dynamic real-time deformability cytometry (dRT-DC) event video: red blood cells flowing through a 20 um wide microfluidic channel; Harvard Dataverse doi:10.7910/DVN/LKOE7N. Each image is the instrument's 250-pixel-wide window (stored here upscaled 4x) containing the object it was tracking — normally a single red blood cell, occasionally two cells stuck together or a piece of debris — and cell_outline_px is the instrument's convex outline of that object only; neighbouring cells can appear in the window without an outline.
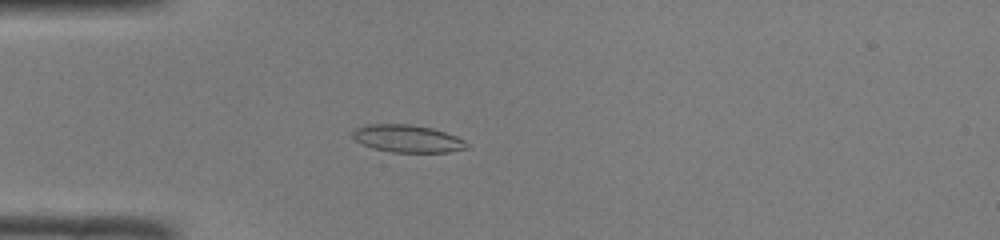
{"species": "common noctule bat (a hibernating species)", "species_latin": "Nyctalus noctula", "temperature_condition": "room temperature", "stored_images_in_passage": 45, "camera_frame_rate_fps": 3000, "um_per_image_px": 0.085, "animal": {"sex": "male", "body_mass_g": 19.0, "forearm_length_mm": 50.8}, "frame": {"image": 1, "passage_image": 9, "time_ms": 2.667, "image_size_px": [1000, 240], "cell_outline_px": [[472, 144], [468, 148], [448, 152], [392, 152], [372, 148], [356, 140], [352, 136], [352, 132], [356, 128], [368, 124], [408, 124], [432, 128], [456, 136]], "centroid_in_image_um": [34.67, 11.78], "position_along_channel_um": 50.3, "area_um2": 18.26}}
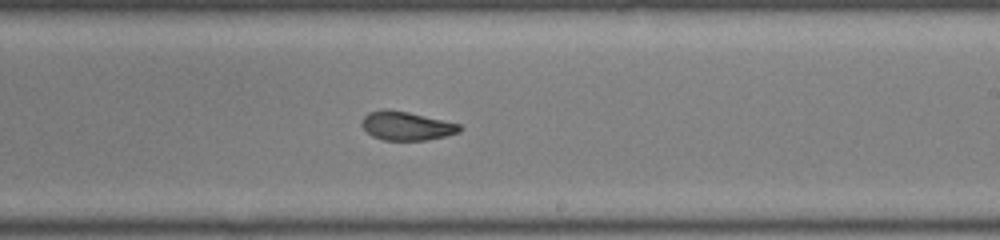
{"frame": {"image": 2, "passage_image": 25, "time_ms": 8.0, "image_size_px": [1000, 240], "cell_outline_px": [[460, 132], [444, 136], [424, 140], [384, 140], [372, 136], [360, 124], [364, 116], [368, 112], [384, 108], [388, 108], [408, 112], [460, 124]], "centroid_in_image_um": [34.5, 10.68], "position_along_channel_um": 254.5, "area_um2": 16.3}}
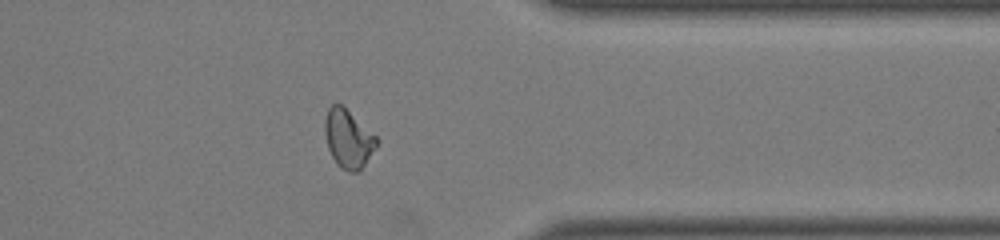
{"frame": {"image": 3, "passage_image": 35, "time_ms": 11.333, "image_size_px": [1000, 240], "cell_outline_px": [[380, 140], [364, 164], [356, 172], [348, 172], [340, 168], [336, 164], [328, 148], [324, 132], [324, 120], [328, 108], [332, 104], [340, 104], [376, 136]], "centroid_in_image_um": [29.57, 11.8], "position_along_channel_um": 381.8, "area_um2": 17.34}, "authors_computed_cell_mechanics": {"area_um2": 17.3978, "velocity_mm_per_s": 4.0573, "shape_relaxation_time_tau1_ms": null, "shape_relaxation_time_tau2_ms": 1.8417, "deformation_change_tau1": null, "deformation_change_tau2": 0.081}}